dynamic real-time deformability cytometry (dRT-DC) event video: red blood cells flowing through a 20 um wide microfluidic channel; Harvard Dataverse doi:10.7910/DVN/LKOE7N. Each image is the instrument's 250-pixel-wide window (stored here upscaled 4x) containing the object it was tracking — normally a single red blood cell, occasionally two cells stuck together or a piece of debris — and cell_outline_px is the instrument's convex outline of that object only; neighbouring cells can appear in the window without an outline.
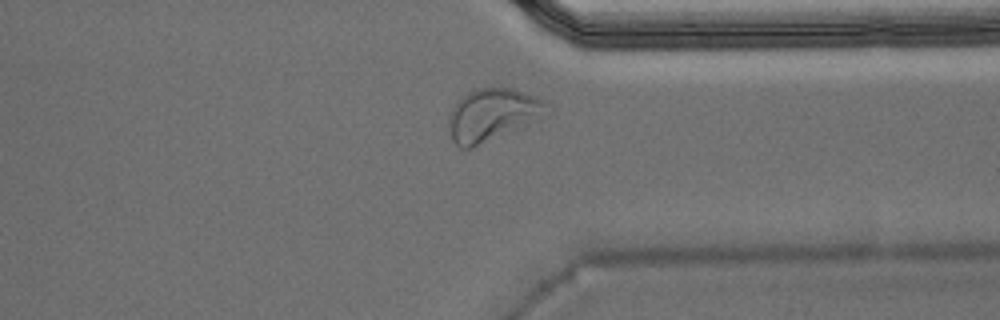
{"species": "Egyptian fruit bat (a non-hibernating species)", "species_latin": "Rousettus aegyptiacus", "temperature_condition": "warm", "stored_images_in_passage": 42, "camera_frame_rate_fps": 3000, "um_per_image_px": 0.085, "animal": {"sex": "male"}, "frame": {"image": 1, "passage_image": 30, "time_ms": 9.667, "image_size_px": [1000, 320], "cell_outline_px": [[544, 104], [520, 124], [472, 148], [460, 148], [452, 140], [448, 124], [448, 116], [452, 108], [472, 88], [492, 84], [512, 88], [536, 96], [544, 100]], "centroid_in_image_um": [41.6, 9.67], "position_along_channel_um": 369.8, "area_um2": 28.03}, "authors_computed_cell_mechanics": {"area_um2": 22.7154, "velocity_mm_per_s": 3.8546, "shape_relaxation_time_tau1_ms": 3.287, "shape_relaxation_time_tau2_ms": 2.1152, "deformation_change_tau1": 0.1451, "deformation_change_tau2": 0.0613}}